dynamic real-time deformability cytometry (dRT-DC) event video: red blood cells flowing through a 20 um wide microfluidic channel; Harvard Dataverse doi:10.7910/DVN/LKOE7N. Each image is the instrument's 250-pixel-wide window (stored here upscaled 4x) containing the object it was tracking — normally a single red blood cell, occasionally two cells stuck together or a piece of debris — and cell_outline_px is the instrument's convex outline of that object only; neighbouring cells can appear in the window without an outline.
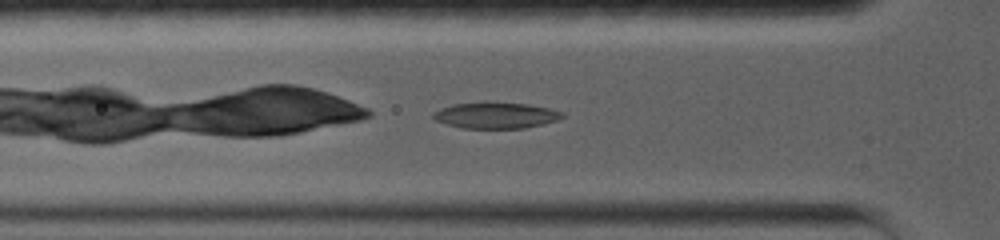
{"species": "common noctule bat (a hibernating species)", "species_latin": "Nyctalus noctula", "temperature_condition": "warm", "stored_images_in_passage": 47, "camera_frame_rate_fps": 5000, "um_per_image_px": 0.085, "animal": {"sex": "female", "body_mass_g": 19.0, "forearm_length_mm": 56.7}, "frame": {"image": 1, "passage_image": 6, "time_ms": 1.0, "image_size_px": [1000, 240], "cell_outline_px": [[564, 116], [556, 120], [544, 124], [524, 128], [464, 128], [448, 124], [436, 120], [432, 116], [432, 112], [440, 108], [452, 104], [484, 100], [528, 104], [548, 108], [564, 112]], "centroid_in_image_um": [42.12, 9.77], "position_along_channel_um": 83.7, "area_um2": 20.06}}
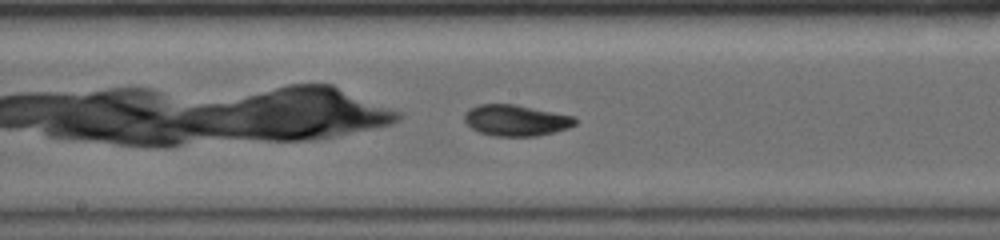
{"frame": {"image": 2, "passage_image": 22, "time_ms": 4.2, "image_size_px": [1000, 240], "cell_outline_px": [[576, 124], [568, 128], [536, 136], [496, 136], [480, 132], [472, 128], [464, 120], [464, 112], [480, 104], [516, 104], [572, 116], [576, 120]], "centroid_in_image_um": [43.84, 10.22], "position_along_channel_um": 204.4, "area_um2": 19.83}}
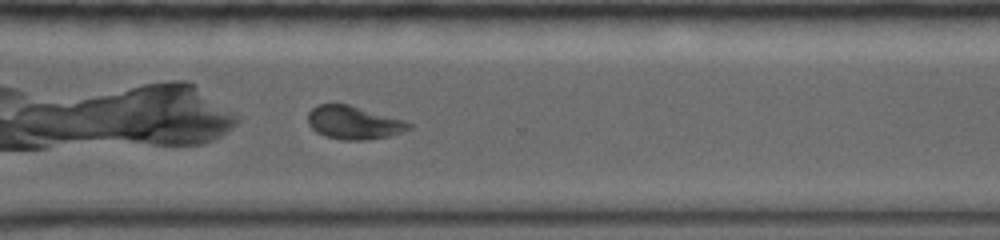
{"frame": {"image": 3, "passage_image": 40, "time_ms": 7.8, "image_size_px": [1000, 240], "cell_outline_px": [[412, 124], [408, 128], [384, 136], [328, 136], [312, 128], [308, 120], [308, 112], [312, 108], [320, 104], [348, 104], [400, 120]], "centroid_in_image_um": [29.96, 10.32], "position_along_channel_um": 340.6, "area_um2": 17.4}, "authors_computed_cell_mechanics": {"area_um2": 19.0162, "velocity_mm_per_s": 3.7768, "shape_relaxation_time_tau1_ms": 8.8966, "shape_relaxation_time_tau2_ms": 2.6904, "deformation_change_tau1": 0.2175, "deformation_change_tau2": 0.0819}}